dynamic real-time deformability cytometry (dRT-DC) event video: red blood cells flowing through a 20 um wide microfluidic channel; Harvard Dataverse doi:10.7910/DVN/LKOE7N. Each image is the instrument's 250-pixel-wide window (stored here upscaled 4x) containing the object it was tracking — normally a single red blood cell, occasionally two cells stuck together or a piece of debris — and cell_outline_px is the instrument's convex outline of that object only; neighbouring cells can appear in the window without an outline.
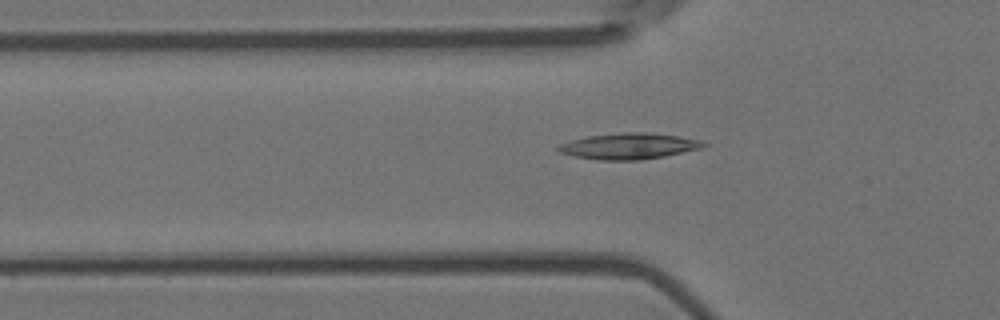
{"species": "Egyptian fruit bat (a non-hibernating species)", "species_latin": "Rousettus aegyptiacus", "temperature_condition": "room temperature", "stored_images_in_passage": 55, "camera_frame_rate_fps": 3000, "um_per_image_px": 0.085, "animal": {"sex": "female"}, "frame": {"image": 1, "passage_image": 18, "time_ms": 5.667, "image_size_px": [1000, 320], "cell_outline_px": [[708, 144], [704, 148], [664, 156], [640, 160], [596, 160], [576, 156], [560, 152], [556, 148], [560, 144], [572, 140], [588, 136], [624, 132], [644, 132], [680, 136], [700, 140]], "centroid_in_image_um": [53.5, 12.42], "position_along_channel_um": 72.3, "area_um2": 21.96}}
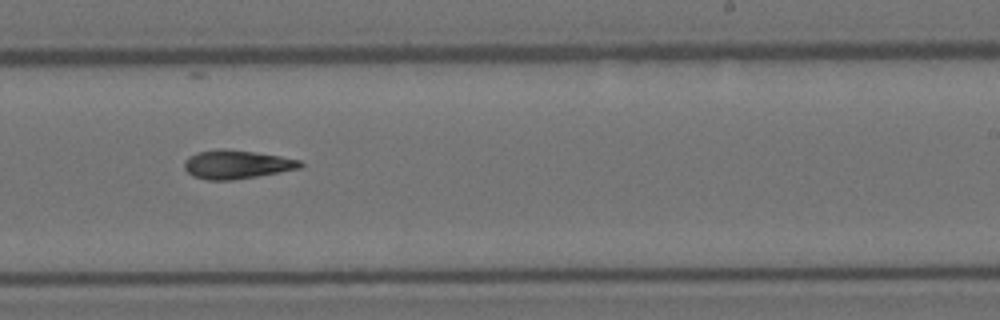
{"frame": {"image": 2, "passage_image": 34, "time_ms": 11.0, "image_size_px": [1000, 320], "cell_outline_px": [[304, 164], [300, 168], [256, 176], [232, 180], [208, 180], [192, 176], [184, 168], [184, 160], [188, 156], [196, 152], [224, 148], [280, 156], [300, 160]], "centroid_in_image_um": [20.07, 13.97], "position_along_channel_um": 268.9, "area_um2": 19.25}}
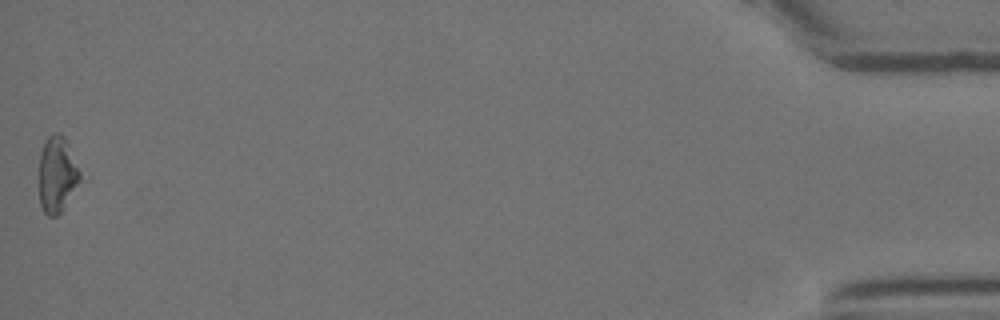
{"frame": {"image": 3, "passage_image": 55, "time_ms": 18.0, "image_size_px": [1000, 320], "cell_outline_px": [[80, 180], [60, 212], [56, 216], [48, 216], [44, 212], [40, 204], [40, 152], [44, 140], [52, 132], [60, 132], [64, 136], [80, 172]], "centroid_in_image_um": [4.83, 14.78], "position_along_channel_um": 430.4, "area_um2": 17.8}}